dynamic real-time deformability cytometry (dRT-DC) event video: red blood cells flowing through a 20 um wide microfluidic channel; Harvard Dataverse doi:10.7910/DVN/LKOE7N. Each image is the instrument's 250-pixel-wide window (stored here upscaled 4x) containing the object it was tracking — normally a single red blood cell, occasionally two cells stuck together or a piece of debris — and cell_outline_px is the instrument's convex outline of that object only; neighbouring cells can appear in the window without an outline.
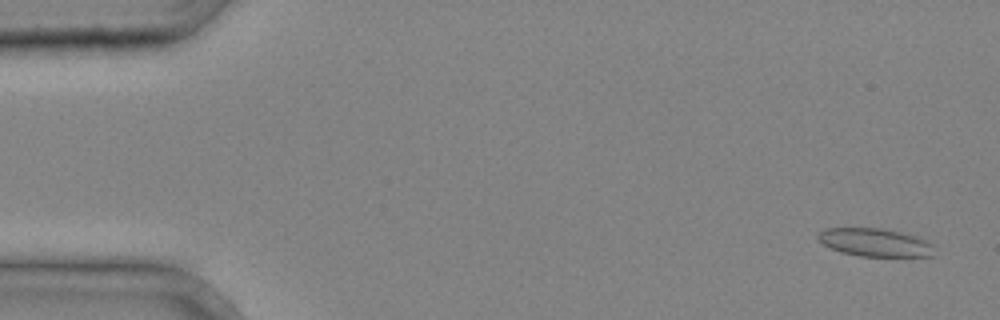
{"species": "common noctule bat (a hibernating species)", "species_latin": "Nyctalus noctula", "temperature_condition": "cold", "stored_images_in_passage": 4, "camera_frame_rate_fps": 3000, "um_per_image_px": 0.085, "animal": {"sex": "male", "body_mass_g": 20.4}, "frame": {"image": 1, "passage_image": 1, "time_ms": 0.0, "image_size_px": [1000, 320], "cell_outline_px": [[932, 256], [860, 256], [840, 252], [816, 240], [816, 236], [824, 228], [884, 228], [920, 236], [928, 240], [932, 244]], "centroid_in_image_um": [74.37, 20.59], "position_along_channel_um": 10.6, "area_um2": 19.19}}
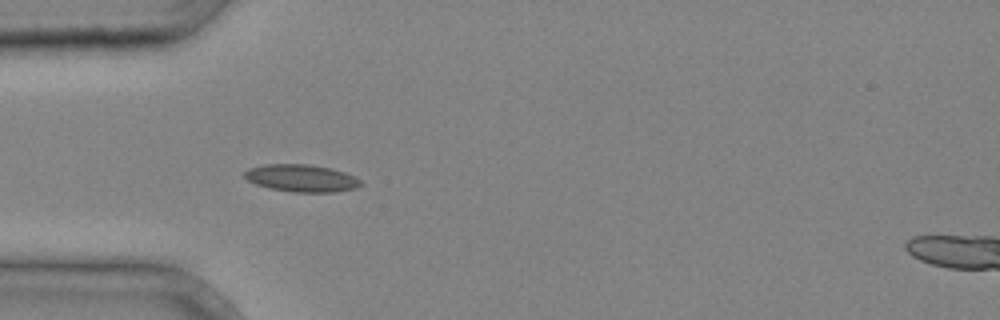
{"frame": {"image": 2, "passage_image": 4, "time_ms": 1.0, "image_size_px": [1000, 320], "cell_outline_px": [[364, 184], [356, 188], [332, 192], [292, 192], [268, 188], [256, 184], [248, 180], [244, 176], [244, 172], [248, 168], [264, 164], [308, 164], [332, 168], [344, 172], [360, 180]], "centroid_in_image_um": [25.61, 15.14], "position_along_channel_um": 59.4, "area_um2": 18.55}}